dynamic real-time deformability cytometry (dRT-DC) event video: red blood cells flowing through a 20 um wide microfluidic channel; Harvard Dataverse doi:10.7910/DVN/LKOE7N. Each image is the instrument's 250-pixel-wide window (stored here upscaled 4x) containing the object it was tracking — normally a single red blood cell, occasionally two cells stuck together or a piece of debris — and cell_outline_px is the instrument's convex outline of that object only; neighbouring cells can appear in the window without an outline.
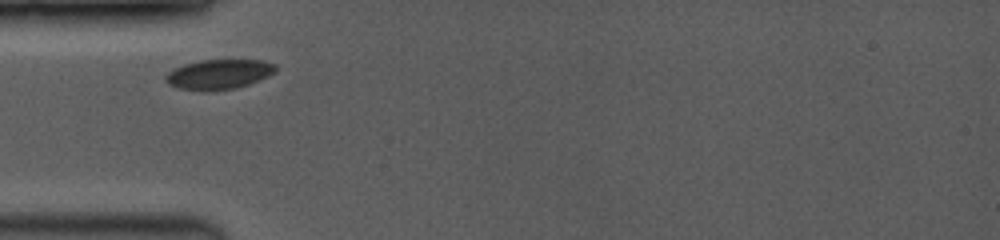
{"species": "common noctule bat (a hibernating species)", "species_latin": "Nyctalus noctula", "temperature_condition": "room temperature", "stored_images_in_passage": 8, "camera_frame_rate_fps": 3500, "um_per_image_px": 0.085, "animal": {"sex": "female", "body_mass_g": 19.0, "forearm_length_mm": 53.3}, "frame": {"image": 1, "passage_image": 1, "time_ms": 0.0, "image_size_px": [1000, 240], "cell_outline_px": [[276, 72], [268, 76], [248, 84], [236, 88], [208, 92], [204, 92], [180, 88], [168, 84], [164, 80], [164, 76], [168, 72], [184, 64], [200, 60], [264, 60], [276, 64]], "centroid_in_image_um": [18.6, 6.32], "position_along_channel_um": 66.4, "area_um2": 19.31}}
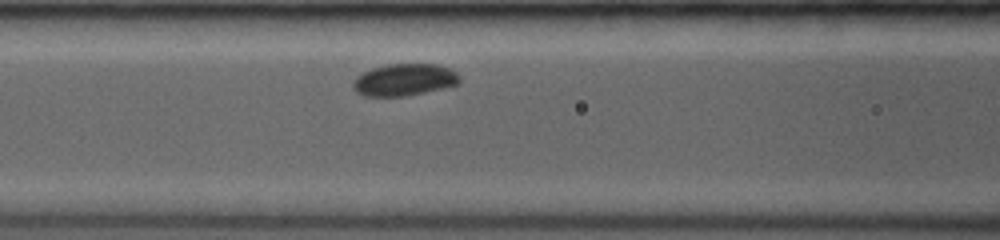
{"frame": {"image": 2, "passage_image": 4, "time_ms": 1.714, "image_size_px": [1000, 240], "cell_outline_px": [[460, 84], [424, 92], [404, 96], [364, 96], [356, 92], [352, 88], [352, 84], [356, 76], [372, 68], [384, 64], [436, 64], [448, 68], [456, 72], [460, 76]], "centroid_in_image_um": [34.35, 6.78], "position_along_channel_um": 132.3, "area_um2": 19.94}}
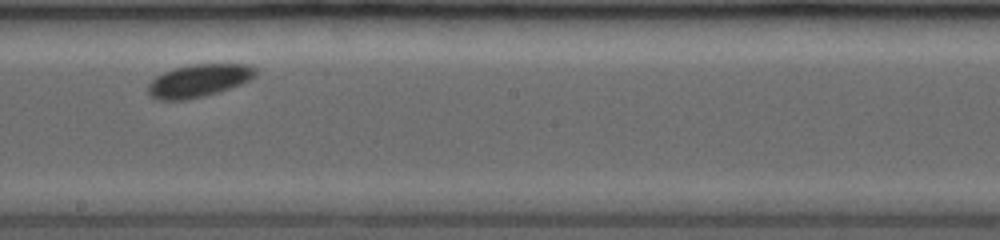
{"frame": {"image": 3, "passage_image": 8, "time_ms": 4.286, "image_size_px": [1000, 240], "cell_outline_px": [[256, 76], [240, 84], [216, 92], [184, 100], [156, 100], [148, 92], [148, 84], [156, 76], [172, 68], [192, 64], [248, 64], [256, 68]], "centroid_in_image_um": [16.87, 6.84], "position_along_channel_um": 231.3, "area_um2": 20.29}}